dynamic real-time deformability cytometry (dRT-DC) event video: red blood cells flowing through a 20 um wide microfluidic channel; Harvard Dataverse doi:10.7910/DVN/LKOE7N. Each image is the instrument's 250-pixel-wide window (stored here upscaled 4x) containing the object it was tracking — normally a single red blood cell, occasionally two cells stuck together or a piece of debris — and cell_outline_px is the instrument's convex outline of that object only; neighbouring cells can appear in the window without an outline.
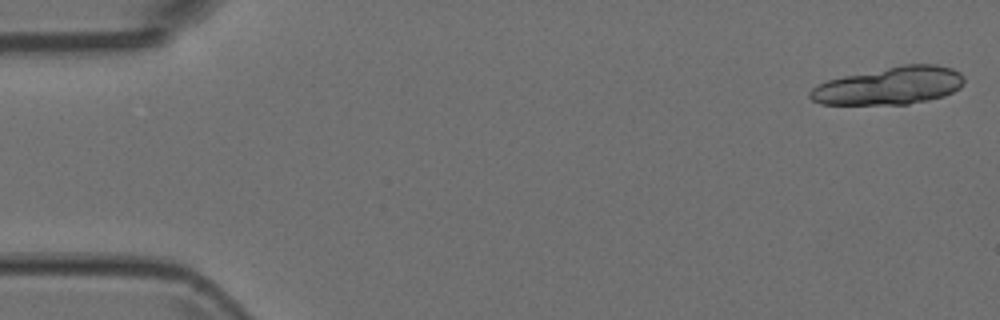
{"species": "Egyptian fruit bat (a non-hibernating species)", "species_latin": "Rousettus aegyptiacus", "temperature_condition": "room temperature", "stored_images_in_passage": 5, "camera_frame_rate_fps": 3000, "um_per_image_px": 0.085, "animal": {"sex": "female"}, "frame": {"image": 1, "passage_image": 1, "time_ms": 0.0, "image_size_px": [1000, 320], "cell_outline_px": [[964, 84], [960, 88], [944, 96], [928, 100], [908, 104], [820, 104], [812, 100], [808, 96], [808, 92], [812, 88], [828, 80], [844, 76], [904, 64], [936, 64], [952, 68], [960, 72], [964, 76]], "centroid_in_image_um": [75.64, 7.29], "position_along_channel_um": 9.4, "area_um2": 33.76}}